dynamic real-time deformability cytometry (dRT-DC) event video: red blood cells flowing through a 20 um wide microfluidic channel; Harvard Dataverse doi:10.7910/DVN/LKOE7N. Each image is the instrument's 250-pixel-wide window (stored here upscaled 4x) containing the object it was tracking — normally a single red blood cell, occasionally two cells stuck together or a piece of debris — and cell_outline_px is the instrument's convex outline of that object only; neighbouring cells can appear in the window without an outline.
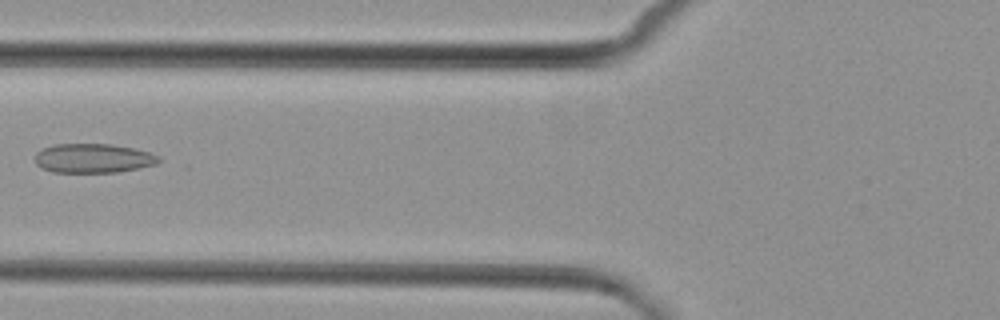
{"species": "common noctule bat (a hibernating species)", "species_latin": "Nyctalus noctula", "temperature_condition": "cold", "stored_images_in_passage": 3, "camera_frame_rate_fps": 3000, "um_per_image_px": 0.085, "animal": {"sex": "female", "body_mass_g": 29.2, "forearm_length_mm": 56.3}, "frame": {"image": 1, "passage_image": 3, "time_ms": 2.667, "image_size_px": [1000, 320], "cell_outline_px": [[160, 160], [156, 164], [140, 168], [116, 172], [52, 172], [40, 168], [36, 164], [36, 152], [44, 148], [56, 144], [112, 144], [136, 148], [160, 156]], "centroid_in_image_um": [7.94, 13.45], "position_along_channel_um": 117.9, "area_um2": 21.15}}